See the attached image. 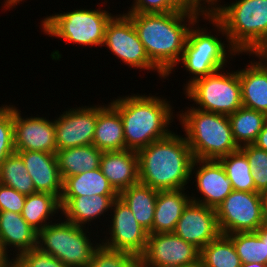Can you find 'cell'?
I'll use <instances>...</instances> for the list:
<instances>
[{"label": "cell", "instance_id": "8fae6325", "mask_svg": "<svg viewBox=\"0 0 267 267\" xmlns=\"http://www.w3.org/2000/svg\"><path fill=\"white\" fill-rule=\"evenodd\" d=\"M215 210L221 234L256 232L263 226L260 192L233 190Z\"/></svg>", "mask_w": 267, "mask_h": 267}, {"label": "cell", "instance_id": "d590c367", "mask_svg": "<svg viewBox=\"0 0 267 267\" xmlns=\"http://www.w3.org/2000/svg\"><path fill=\"white\" fill-rule=\"evenodd\" d=\"M245 155L252 168L255 189L264 193L267 191V151L253 144L239 148Z\"/></svg>", "mask_w": 267, "mask_h": 267}, {"label": "cell", "instance_id": "d6986e66", "mask_svg": "<svg viewBox=\"0 0 267 267\" xmlns=\"http://www.w3.org/2000/svg\"><path fill=\"white\" fill-rule=\"evenodd\" d=\"M37 237L38 232L25 221L21 214L10 211L0 212V252L7 261H11L23 252L36 249ZM8 248L12 249L8 250ZM13 249L16 255L11 253ZM10 255H13L11 259Z\"/></svg>", "mask_w": 267, "mask_h": 267}, {"label": "cell", "instance_id": "60d3db41", "mask_svg": "<svg viewBox=\"0 0 267 267\" xmlns=\"http://www.w3.org/2000/svg\"><path fill=\"white\" fill-rule=\"evenodd\" d=\"M253 145L257 146L260 149L267 151V121L264 124L261 132L258 134Z\"/></svg>", "mask_w": 267, "mask_h": 267}, {"label": "cell", "instance_id": "5bb4252c", "mask_svg": "<svg viewBox=\"0 0 267 267\" xmlns=\"http://www.w3.org/2000/svg\"><path fill=\"white\" fill-rule=\"evenodd\" d=\"M62 113L54 119L57 150L92 144L97 105L68 108Z\"/></svg>", "mask_w": 267, "mask_h": 267}, {"label": "cell", "instance_id": "603a6c76", "mask_svg": "<svg viewBox=\"0 0 267 267\" xmlns=\"http://www.w3.org/2000/svg\"><path fill=\"white\" fill-rule=\"evenodd\" d=\"M92 144L102 152L125 149L121 116L110 103L97 105V123Z\"/></svg>", "mask_w": 267, "mask_h": 267}, {"label": "cell", "instance_id": "e575fe53", "mask_svg": "<svg viewBox=\"0 0 267 267\" xmlns=\"http://www.w3.org/2000/svg\"><path fill=\"white\" fill-rule=\"evenodd\" d=\"M89 267H141L140 256L126 251L108 249L100 244Z\"/></svg>", "mask_w": 267, "mask_h": 267}, {"label": "cell", "instance_id": "5b68a950", "mask_svg": "<svg viewBox=\"0 0 267 267\" xmlns=\"http://www.w3.org/2000/svg\"><path fill=\"white\" fill-rule=\"evenodd\" d=\"M202 17L201 20L209 21L210 25L212 23L216 34L213 35L212 31L208 32V29L199 27L197 23L201 21L200 18L190 27L182 57L178 62V65L181 63V67L192 75L188 82L186 81L183 90L196 79L227 68L229 58L240 55L228 43L224 26L220 22L209 11ZM220 34L225 36L227 44L218 38Z\"/></svg>", "mask_w": 267, "mask_h": 267}, {"label": "cell", "instance_id": "7dc6e473", "mask_svg": "<svg viewBox=\"0 0 267 267\" xmlns=\"http://www.w3.org/2000/svg\"><path fill=\"white\" fill-rule=\"evenodd\" d=\"M266 248H267V226H266Z\"/></svg>", "mask_w": 267, "mask_h": 267}, {"label": "cell", "instance_id": "6da1fadb", "mask_svg": "<svg viewBox=\"0 0 267 267\" xmlns=\"http://www.w3.org/2000/svg\"><path fill=\"white\" fill-rule=\"evenodd\" d=\"M205 14L173 11L126 15L132 20L150 61L168 78L178 67L190 27Z\"/></svg>", "mask_w": 267, "mask_h": 267}, {"label": "cell", "instance_id": "d4e9b609", "mask_svg": "<svg viewBox=\"0 0 267 267\" xmlns=\"http://www.w3.org/2000/svg\"><path fill=\"white\" fill-rule=\"evenodd\" d=\"M158 190L137 183L121 191L118 198L131 210L136 221L149 234H153L154 210Z\"/></svg>", "mask_w": 267, "mask_h": 267}, {"label": "cell", "instance_id": "7402d4cb", "mask_svg": "<svg viewBox=\"0 0 267 267\" xmlns=\"http://www.w3.org/2000/svg\"><path fill=\"white\" fill-rule=\"evenodd\" d=\"M249 63L238 69L242 106L267 115V68L255 59Z\"/></svg>", "mask_w": 267, "mask_h": 267}, {"label": "cell", "instance_id": "cb8c5ba5", "mask_svg": "<svg viewBox=\"0 0 267 267\" xmlns=\"http://www.w3.org/2000/svg\"><path fill=\"white\" fill-rule=\"evenodd\" d=\"M186 189L158 191L154 210L153 234L174 232L184 208L191 201Z\"/></svg>", "mask_w": 267, "mask_h": 267}, {"label": "cell", "instance_id": "ffe728a7", "mask_svg": "<svg viewBox=\"0 0 267 267\" xmlns=\"http://www.w3.org/2000/svg\"><path fill=\"white\" fill-rule=\"evenodd\" d=\"M99 167L118 194L139 183L138 155L136 151L124 149L103 152Z\"/></svg>", "mask_w": 267, "mask_h": 267}, {"label": "cell", "instance_id": "f546056e", "mask_svg": "<svg viewBox=\"0 0 267 267\" xmlns=\"http://www.w3.org/2000/svg\"><path fill=\"white\" fill-rule=\"evenodd\" d=\"M180 11L184 13H207L209 0H133L125 14L168 13Z\"/></svg>", "mask_w": 267, "mask_h": 267}, {"label": "cell", "instance_id": "484cf974", "mask_svg": "<svg viewBox=\"0 0 267 267\" xmlns=\"http://www.w3.org/2000/svg\"><path fill=\"white\" fill-rule=\"evenodd\" d=\"M102 151L93 144L57 150L58 167L63 181L100 166Z\"/></svg>", "mask_w": 267, "mask_h": 267}, {"label": "cell", "instance_id": "4316f807", "mask_svg": "<svg viewBox=\"0 0 267 267\" xmlns=\"http://www.w3.org/2000/svg\"><path fill=\"white\" fill-rule=\"evenodd\" d=\"M95 195L118 196V193L103 175L100 167L67 177L63 181V193L61 197H91Z\"/></svg>", "mask_w": 267, "mask_h": 267}, {"label": "cell", "instance_id": "f35d334b", "mask_svg": "<svg viewBox=\"0 0 267 267\" xmlns=\"http://www.w3.org/2000/svg\"><path fill=\"white\" fill-rule=\"evenodd\" d=\"M25 201L26 195L0 183V212L10 211L21 214Z\"/></svg>", "mask_w": 267, "mask_h": 267}, {"label": "cell", "instance_id": "7a4b0ae2", "mask_svg": "<svg viewBox=\"0 0 267 267\" xmlns=\"http://www.w3.org/2000/svg\"><path fill=\"white\" fill-rule=\"evenodd\" d=\"M183 136L172 131L137 151L140 183L158 191L188 188L194 157Z\"/></svg>", "mask_w": 267, "mask_h": 267}, {"label": "cell", "instance_id": "ac0fdd59", "mask_svg": "<svg viewBox=\"0 0 267 267\" xmlns=\"http://www.w3.org/2000/svg\"><path fill=\"white\" fill-rule=\"evenodd\" d=\"M24 161L36 192H46L61 199L63 179L56 154L41 151H15Z\"/></svg>", "mask_w": 267, "mask_h": 267}, {"label": "cell", "instance_id": "30bf717a", "mask_svg": "<svg viewBox=\"0 0 267 267\" xmlns=\"http://www.w3.org/2000/svg\"><path fill=\"white\" fill-rule=\"evenodd\" d=\"M115 15L106 26L103 45L129 68L156 71L159 78L167 79L150 61L132 20L124 12Z\"/></svg>", "mask_w": 267, "mask_h": 267}, {"label": "cell", "instance_id": "ba28073f", "mask_svg": "<svg viewBox=\"0 0 267 267\" xmlns=\"http://www.w3.org/2000/svg\"><path fill=\"white\" fill-rule=\"evenodd\" d=\"M76 9L63 13H55L41 20V28L49 37L64 39L66 43L85 46H103L105 29L114 16L107 10Z\"/></svg>", "mask_w": 267, "mask_h": 267}, {"label": "cell", "instance_id": "ee69618b", "mask_svg": "<svg viewBox=\"0 0 267 267\" xmlns=\"http://www.w3.org/2000/svg\"><path fill=\"white\" fill-rule=\"evenodd\" d=\"M241 267H267V265L258 262H250V263H242Z\"/></svg>", "mask_w": 267, "mask_h": 267}, {"label": "cell", "instance_id": "83f0119b", "mask_svg": "<svg viewBox=\"0 0 267 267\" xmlns=\"http://www.w3.org/2000/svg\"><path fill=\"white\" fill-rule=\"evenodd\" d=\"M58 212H61V204L57 196L46 192H35L26 196L21 215L35 231L39 232L56 220L54 216L58 215Z\"/></svg>", "mask_w": 267, "mask_h": 267}, {"label": "cell", "instance_id": "f1b7e54d", "mask_svg": "<svg viewBox=\"0 0 267 267\" xmlns=\"http://www.w3.org/2000/svg\"><path fill=\"white\" fill-rule=\"evenodd\" d=\"M235 143L240 148L253 144L266 123V114L245 107L228 116Z\"/></svg>", "mask_w": 267, "mask_h": 267}, {"label": "cell", "instance_id": "44dd1931", "mask_svg": "<svg viewBox=\"0 0 267 267\" xmlns=\"http://www.w3.org/2000/svg\"><path fill=\"white\" fill-rule=\"evenodd\" d=\"M118 196H78V197H61V215L64 220L71 222L77 226L85 227L101 216H105L106 212L111 210L112 203ZM64 215V216H63Z\"/></svg>", "mask_w": 267, "mask_h": 267}, {"label": "cell", "instance_id": "4fadbf2b", "mask_svg": "<svg viewBox=\"0 0 267 267\" xmlns=\"http://www.w3.org/2000/svg\"><path fill=\"white\" fill-rule=\"evenodd\" d=\"M110 213V236L105 235L104 239H100L101 245L141 256L146 250L149 233L136 221L131 210L119 198L113 201Z\"/></svg>", "mask_w": 267, "mask_h": 267}, {"label": "cell", "instance_id": "2e32d148", "mask_svg": "<svg viewBox=\"0 0 267 267\" xmlns=\"http://www.w3.org/2000/svg\"><path fill=\"white\" fill-rule=\"evenodd\" d=\"M13 105L15 151H41L56 154L54 119L36 116L22 117Z\"/></svg>", "mask_w": 267, "mask_h": 267}, {"label": "cell", "instance_id": "7bdbcfd3", "mask_svg": "<svg viewBox=\"0 0 267 267\" xmlns=\"http://www.w3.org/2000/svg\"><path fill=\"white\" fill-rule=\"evenodd\" d=\"M23 0H4L3 9L8 10L10 8L16 7L17 4H20Z\"/></svg>", "mask_w": 267, "mask_h": 267}, {"label": "cell", "instance_id": "b9f144b4", "mask_svg": "<svg viewBox=\"0 0 267 267\" xmlns=\"http://www.w3.org/2000/svg\"><path fill=\"white\" fill-rule=\"evenodd\" d=\"M262 220L263 225L267 226V191L262 193Z\"/></svg>", "mask_w": 267, "mask_h": 267}, {"label": "cell", "instance_id": "7c38bea8", "mask_svg": "<svg viewBox=\"0 0 267 267\" xmlns=\"http://www.w3.org/2000/svg\"><path fill=\"white\" fill-rule=\"evenodd\" d=\"M141 267H194L200 265V250L174 232L148 234Z\"/></svg>", "mask_w": 267, "mask_h": 267}, {"label": "cell", "instance_id": "d6a6232c", "mask_svg": "<svg viewBox=\"0 0 267 267\" xmlns=\"http://www.w3.org/2000/svg\"><path fill=\"white\" fill-rule=\"evenodd\" d=\"M235 191L258 192L252 175V168L246 155L240 150L218 159Z\"/></svg>", "mask_w": 267, "mask_h": 267}, {"label": "cell", "instance_id": "3957f363", "mask_svg": "<svg viewBox=\"0 0 267 267\" xmlns=\"http://www.w3.org/2000/svg\"><path fill=\"white\" fill-rule=\"evenodd\" d=\"M127 96L108 102L120 113L125 149L137 152L172 132L168 128L175 118V110L169 100L152 94Z\"/></svg>", "mask_w": 267, "mask_h": 267}, {"label": "cell", "instance_id": "e0dca14e", "mask_svg": "<svg viewBox=\"0 0 267 267\" xmlns=\"http://www.w3.org/2000/svg\"><path fill=\"white\" fill-rule=\"evenodd\" d=\"M174 233L201 250L221 234L216 210L190 201L184 208Z\"/></svg>", "mask_w": 267, "mask_h": 267}, {"label": "cell", "instance_id": "4dcf8cb0", "mask_svg": "<svg viewBox=\"0 0 267 267\" xmlns=\"http://www.w3.org/2000/svg\"><path fill=\"white\" fill-rule=\"evenodd\" d=\"M233 242L242 263L258 262L267 265L266 226L256 232L227 235Z\"/></svg>", "mask_w": 267, "mask_h": 267}, {"label": "cell", "instance_id": "277c9868", "mask_svg": "<svg viewBox=\"0 0 267 267\" xmlns=\"http://www.w3.org/2000/svg\"><path fill=\"white\" fill-rule=\"evenodd\" d=\"M219 2L209 0V12L224 26L230 46L238 54H250L267 38V0Z\"/></svg>", "mask_w": 267, "mask_h": 267}, {"label": "cell", "instance_id": "9c48e42d", "mask_svg": "<svg viewBox=\"0 0 267 267\" xmlns=\"http://www.w3.org/2000/svg\"><path fill=\"white\" fill-rule=\"evenodd\" d=\"M223 72V73H222ZM184 94L195 108L229 116L242 107L241 84L238 70L217 71L190 83Z\"/></svg>", "mask_w": 267, "mask_h": 267}, {"label": "cell", "instance_id": "f6af8a7d", "mask_svg": "<svg viewBox=\"0 0 267 267\" xmlns=\"http://www.w3.org/2000/svg\"><path fill=\"white\" fill-rule=\"evenodd\" d=\"M7 261V259L0 252V267L3 266Z\"/></svg>", "mask_w": 267, "mask_h": 267}, {"label": "cell", "instance_id": "8d00e7d4", "mask_svg": "<svg viewBox=\"0 0 267 267\" xmlns=\"http://www.w3.org/2000/svg\"><path fill=\"white\" fill-rule=\"evenodd\" d=\"M15 152L13 105H1L0 107V164Z\"/></svg>", "mask_w": 267, "mask_h": 267}, {"label": "cell", "instance_id": "52a82bcc", "mask_svg": "<svg viewBox=\"0 0 267 267\" xmlns=\"http://www.w3.org/2000/svg\"><path fill=\"white\" fill-rule=\"evenodd\" d=\"M61 218L38 232L37 249L54 256L67 267H89L93 253L101 243L90 238L88 227L64 221V217L61 221Z\"/></svg>", "mask_w": 267, "mask_h": 267}, {"label": "cell", "instance_id": "ab89813d", "mask_svg": "<svg viewBox=\"0 0 267 267\" xmlns=\"http://www.w3.org/2000/svg\"><path fill=\"white\" fill-rule=\"evenodd\" d=\"M249 56L255 55L258 61L267 68V38L264 39L250 54Z\"/></svg>", "mask_w": 267, "mask_h": 267}, {"label": "cell", "instance_id": "bcb514c9", "mask_svg": "<svg viewBox=\"0 0 267 267\" xmlns=\"http://www.w3.org/2000/svg\"><path fill=\"white\" fill-rule=\"evenodd\" d=\"M1 267H15L14 264L11 261L6 262L3 266Z\"/></svg>", "mask_w": 267, "mask_h": 267}, {"label": "cell", "instance_id": "836d02e7", "mask_svg": "<svg viewBox=\"0 0 267 267\" xmlns=\"http://www.w3.org/2000/svg\"><path fill=\"white\" fill-rule=\"evenodd\" d=\"M0 183L26 196L36 192L24 161L17 152L9 155L0 164Z\"/></svg>", "mask_w": 267, "mask_h": 267}, {"label": "cell", "instance_id": "1f68e13d", "mask_svg": "<svg viewBox=\"0 0 267 267\" xmlns=\"http://www.w3.org/2000/svg\"><path fill=\"white\" fill-rule=\"evenodd\" d=\"M241 260L232 240L224 234L200 250V267H241Z\"/></svg>", "mask_w": 267, "mask_h": 267}, {"label": "cell", "instance_id": "74e56055", "mask_svg": "<svg viewBox=\"0 0 267 267\" xmlns=\"http://www.w3.org/2000/svg\"><path fill=\"white\" fill-rule=\"evenodd\" d=\"M11 262L15 267H67L54 256L45 254L37 248L15 256Z\"/></svg>", "mask_w": 267, "mask_h": 267}, {"label": "cell", "instance_id": "9a60e30c", "mask_svg": "<svg viewBox=\"0 0 267 267\" xmlns=\"http://www.w3.org/2000/svg\"><path fill=\"white\" fill-rule=\"evenodd\" d=\"M190 176L191 180L194 176L197 193L200 194V197L193 193L190 196L191 201L195 203L216 209L233 191L231 182L218 160L194 159Z\"/></svg>", "mask_w": 267, "mask_h": 267}, {"label": "cell", "instance_id": "8992f818", "mask_svg": "<svg viewBox=\"0 0 267 267\" xmlns=\"http://www.w3.org/2000/svg\"><path fill=\"white\" fill-rule=\"evenodd\" d=\"M190 107L185 112L181 109L177 119L194 159L218 160L239 149L227 115L205 112L193 105Z\"/></svg>", "mask_w": 267, "mask_h": 267}]
</instances>
